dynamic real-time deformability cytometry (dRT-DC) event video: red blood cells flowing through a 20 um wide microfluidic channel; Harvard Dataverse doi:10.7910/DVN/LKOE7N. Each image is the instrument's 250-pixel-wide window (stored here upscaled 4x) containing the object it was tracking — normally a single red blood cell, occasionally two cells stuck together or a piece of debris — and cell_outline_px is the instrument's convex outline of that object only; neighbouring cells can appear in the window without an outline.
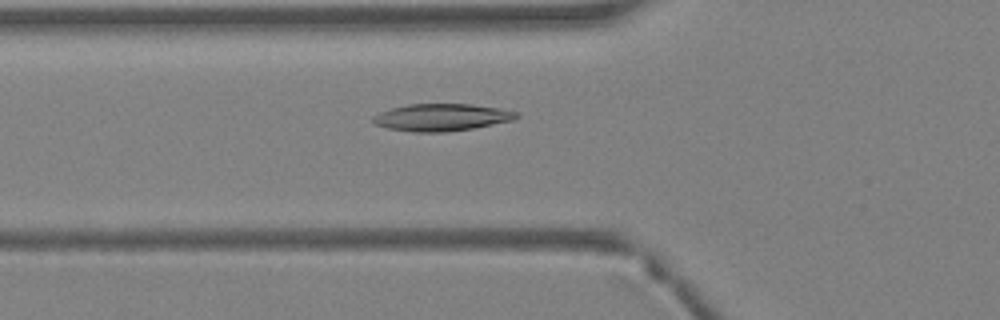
{"species": "Egyptian fruit bat (a non-hibernating species)", "species_latin": "Rousettus aegyptiacus", "temperature_condition": "warm", "stored_images_in_passage": 37, "camera_frame_rate_fps": 3000, "um_per_image_px": 0.085, "animal": {"sex": "female"}, "frame": {"image": 1, "passage_image": 11, "time_ms": 3.333, "image_size_px": [1000, 320], "cell_outline_px": [[520, 116], [512, 120], [472, 128], [444, 132], [412, 132], [388, 128], [376, 124], [372, 120], [372, 116], [380, 112], [392, 108], [408, 104], [472, 104], [500, 108], [520, 112]], "centroid_in_image_um": [37.55, 9.96], "position_along_channel_um": 88.3, "area_um2": 22.66}}
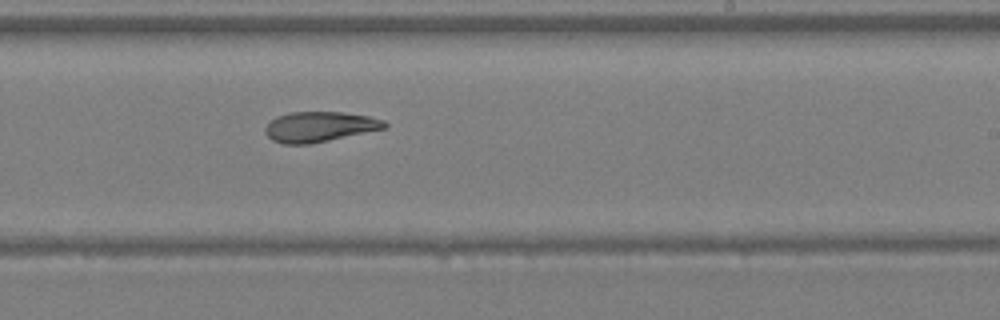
{"frame": {"image": 2, "passage_image": 21, "time_ms": 6.667, "image_size_px": [1000, 320], "cell_outline_px": [[388, 124], [384, 128], [328, 140], [308, 144], [284, 144], [272, 140], [264, 132], [264, 128], [276, 116], [288, 112], [340, 112], [368, 116], [384, 120]], "centroid_in_image_um": [27.11, 10.76], "position_along_channel_um": 261.9, "area_um2": 20.75}}
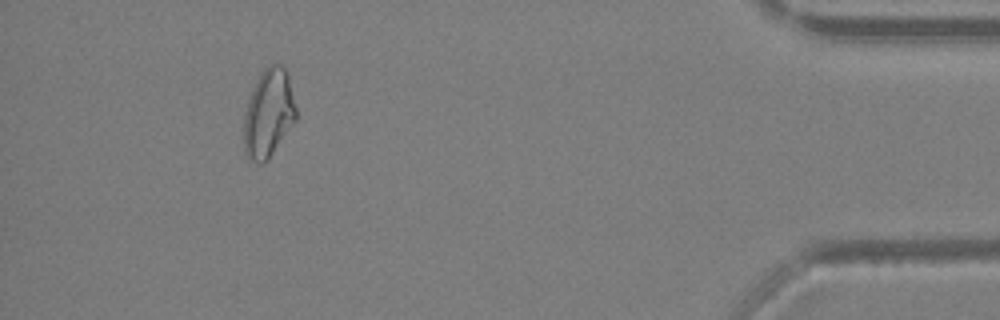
{"frame": {"image": 3, "passage_image": 33, "time_ms": 10.667, "image_size_px": [1000, 320], "cell_outline_px": [[296, 120], [272, 152], [260, 164], [248, 160], [244, 152], [244, 112], [248, 100], [260, 72], [268, 64], [280, 64], [284, 68], [288, 76], [296, 108]], "centroid_in_image_um": [22.8, 9.61], "position_along_channel_um": 412.4, "area_um2": 26.53}}